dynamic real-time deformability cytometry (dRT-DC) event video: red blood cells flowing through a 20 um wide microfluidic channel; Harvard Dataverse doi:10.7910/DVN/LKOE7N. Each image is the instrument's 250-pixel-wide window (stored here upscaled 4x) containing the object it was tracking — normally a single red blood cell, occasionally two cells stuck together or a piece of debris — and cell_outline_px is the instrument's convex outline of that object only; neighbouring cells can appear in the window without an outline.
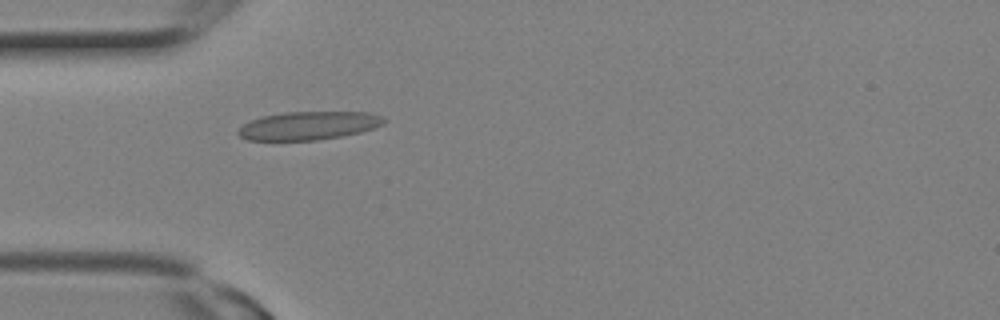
{"species": "Egyptian fruit bat (a non-hibernating species)", "species_latin": "Rousettus aegyptiacus", "temperature_condition": "room temperature", "stored_images_in_passage": 7, "camera_frame_rate_fps": 3000, "um_per_image_px": 0.085, "animal": {"sex": "female"}, "frame": {"image": 1, "passage_image": 7, "time_ms": 2.0, "image_size_px": [1000, 320], "cell_outline_px": [[388, 120], [384, 124], [360, 132], [344, 136], [316, 140], [248, 140], [240, 136], [236, 132], [244, 124], [252, 120], [264, 116], [284, 112], [368, 112], [384, 116]], "centroid_in_image_um": [26.28, 10.67], "position_along_channel_um": 58.7, "area_um2": 24.04}}